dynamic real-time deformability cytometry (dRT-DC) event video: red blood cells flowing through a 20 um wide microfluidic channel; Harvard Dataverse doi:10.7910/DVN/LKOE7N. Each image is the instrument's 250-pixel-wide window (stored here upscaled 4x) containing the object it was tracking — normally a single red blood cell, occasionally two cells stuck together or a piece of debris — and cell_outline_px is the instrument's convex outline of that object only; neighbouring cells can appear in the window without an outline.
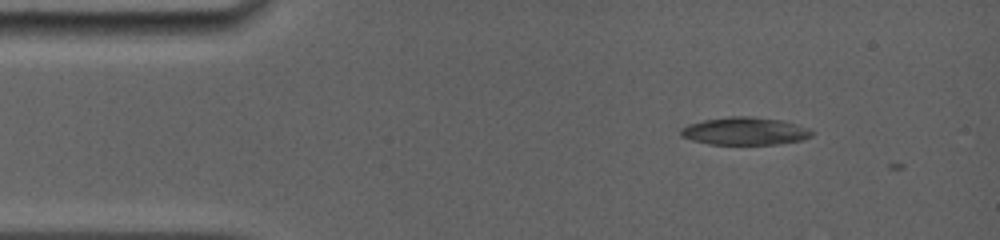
{"species": "common noctule bat (a hibernating species)", "species_latin": "Nyctalus noctula", "temperature_condition": "room temperature", "stored_images_in_passage": 3, "camera_frame_rate_fps": 5000, "um_per_image_px": 0.085, "animal": {"sex": "female", "body_mass_g": 19.0, "forearm_length_mm": 56.7}, "frame": {"image": 1, "passage_image": 2, "time_ms": 0.4, "image_size_px": [1000, 240], "cell_outline_px": [[816, 132], [812, 136], [804, 140], [776, 144], [708, 144], [692, 140], [680, 136], [680, 128], [688, 124], [704, 120], [728, 116], [752, 116], [780, 120], [796, 124], [808, 128]], "centroid_in_image_um": [63.32, 11.14], "position_along_channel_um": 21.7, "area_um2": 21.33}}